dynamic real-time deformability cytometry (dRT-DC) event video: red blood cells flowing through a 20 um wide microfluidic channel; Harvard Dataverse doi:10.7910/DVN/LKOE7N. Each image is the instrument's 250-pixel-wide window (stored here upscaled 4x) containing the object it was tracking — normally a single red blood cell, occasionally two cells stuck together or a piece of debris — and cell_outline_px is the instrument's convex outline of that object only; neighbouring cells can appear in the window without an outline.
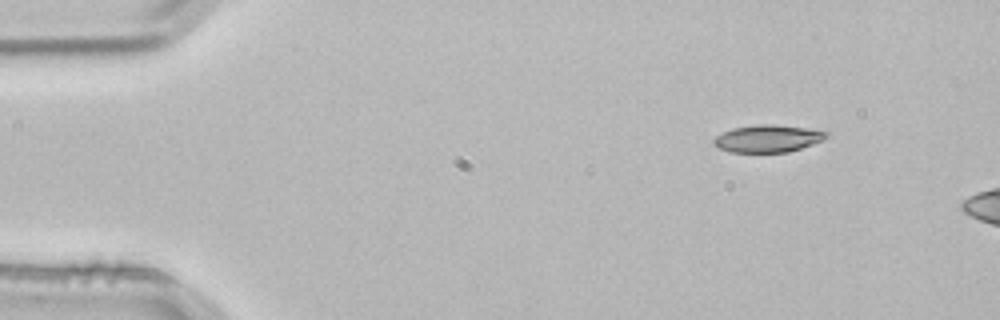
{"species": "common noctule bat (a hibernating species)", "species_latin": "Nyctalus noctula", "temperature_condition": "room temperature", "stored_images_in_passage": 2, "camera_frame_rate_fps": 3000, "um_per_image_px": 0.085, "animal": {"sex": "male", "body_mass_g": 21.5, "forearm_length_mm": 52.0}, "frame": {"image": 1, "passage_image": 2, "time_ms": 0.333, "image_size_px": [1000, 320], "cell_outline_px": [[828, 136], [824, 140], [788, 152], [732, 152], [716, 148], [712, 144], [712, 140], [716, 136], [732, 128], [760, 124], [772, 124], [804, 128], [828, 132]], "centroid_in_image_um": [65.22, 11.78], "position_along_channel_um": 19.8, "area_um2": 17.86}}